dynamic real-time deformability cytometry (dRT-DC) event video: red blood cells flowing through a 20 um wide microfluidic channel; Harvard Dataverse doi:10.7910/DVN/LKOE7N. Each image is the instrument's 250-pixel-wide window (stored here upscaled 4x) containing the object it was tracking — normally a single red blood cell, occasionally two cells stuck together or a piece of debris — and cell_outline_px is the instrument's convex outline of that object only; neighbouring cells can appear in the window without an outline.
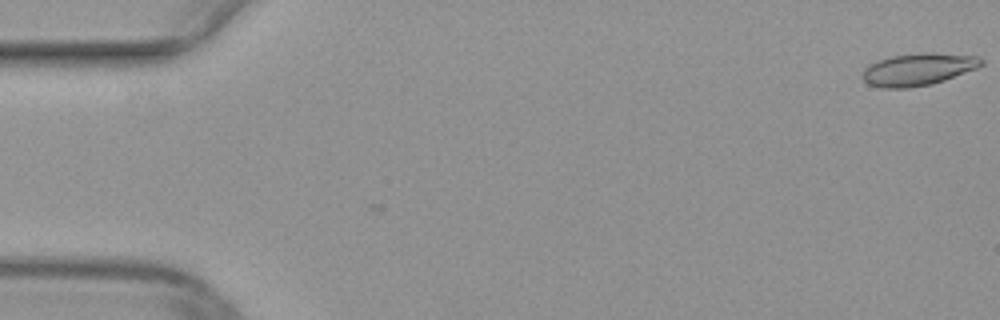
{"species": "common noctule bat (a hibernating species)", "species_latin": "Nyctalus noctula", "temperature_condition": "warm", "stored_images_in_passage": 2, "camera_frame_rate_fps": 3000, "um_per_image_px": 0.085, "animal": {"sex": "female", "body_mass_g": 29.2, "forearm_length_mm": 56.3}, "frame": {"image": 1, "passage_image": 1, "time_ms": 0.0, "image_size_px": [1000, 320], "cell_outline_px": [[984, 64], [976, 68], [944, 80], [932, 84], [908, 88], [884, 88], [868, 84], [860, 76], [864, 68], [868, 64], [892, 56], [924, 52], [932, 52], [976, 56], [984, 60]], "centroid_in_image_um": [78.02, 5.89], "position_along_channel_um": 7.0, "area_um2": 22.37}}